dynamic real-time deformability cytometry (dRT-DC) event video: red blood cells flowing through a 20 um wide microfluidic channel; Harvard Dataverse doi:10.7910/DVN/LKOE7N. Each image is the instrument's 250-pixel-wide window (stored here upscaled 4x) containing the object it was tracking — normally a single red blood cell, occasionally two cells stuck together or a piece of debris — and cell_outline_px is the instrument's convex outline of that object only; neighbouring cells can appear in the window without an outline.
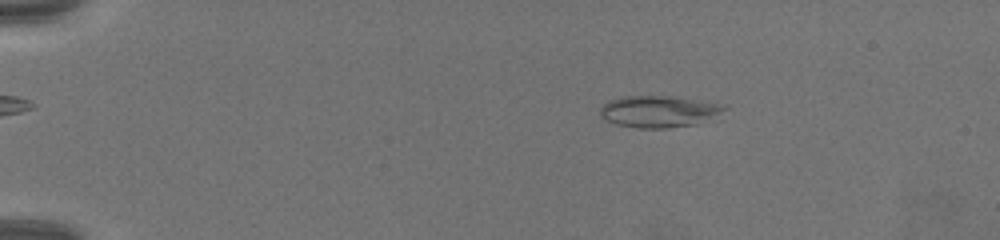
{"species": "common noctule bat (a hibernating species)", "species_latin": "Nyctalus noctula", "temperature_condition": "warm", "stored_images_in_passage": 69, "camera_frame_rate_fps": 3000, "um_per_image_px": 0.085, "animal": {"sex": "female", "body_mass_g": 19.5, "forearm_length_mm": 54.1}, "frame": {"image": 1, "passage_image": 13, "time_ms": 4.0, "image_size_px": [1000, 240], "cell_outline_px": [[728, 108], [696, 124], [668, 128], [636, 128], [616, 124], [604, 120], [600, 116], [600, 108], [608, 100], [620, 96], [676, 96], [724, 104]], "centroid_in_image_um": [55.94, 9.46], "position_along_channel_um": 29.1, "area_um2": 23.0}}
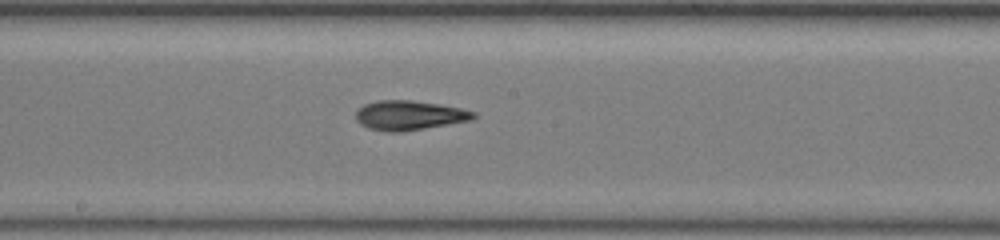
{"frame": {"image": 2, "passage_image": 40, "time_ms": 13.0, "image_size_px": [1000, 240], "cell_outline_px": [[476, 116], [472, 120], [400, 132], [384, 132], [368, 128], [360, 124], [356, 120], [356, 108], [364, 104], [376, 100], [412, 100], [440, 104], [460, 108], [476, 112]], "centroid_in_image_um": [34.74, 9.8], "position_along_channel_um": 213.5, "area_um2": 20.4}}
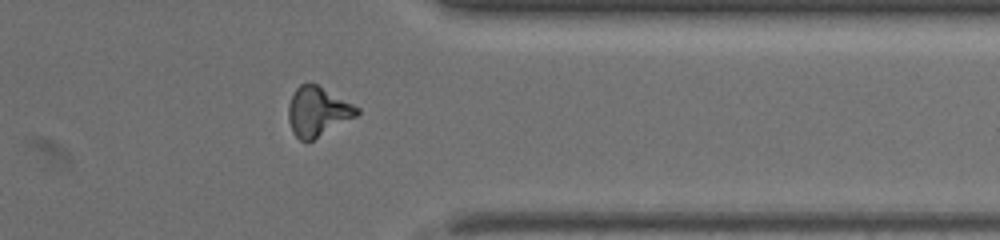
{"frame": {"image": 3, "passage_image": 57, "time_ms": 18.667, "image_size_px": [1000, 240], "cell_outline_px": [[360, 112], [356, 116], [312, 140], [300, 140], [292, 132], [288, 120], [288, 104], [296, 88], [300, 84], [316, 84], [360, 108]], "centroid_in_image_um": [26.98, 9.48], "position_along_channel_um": 384.4, "area_um2": 19.36}}